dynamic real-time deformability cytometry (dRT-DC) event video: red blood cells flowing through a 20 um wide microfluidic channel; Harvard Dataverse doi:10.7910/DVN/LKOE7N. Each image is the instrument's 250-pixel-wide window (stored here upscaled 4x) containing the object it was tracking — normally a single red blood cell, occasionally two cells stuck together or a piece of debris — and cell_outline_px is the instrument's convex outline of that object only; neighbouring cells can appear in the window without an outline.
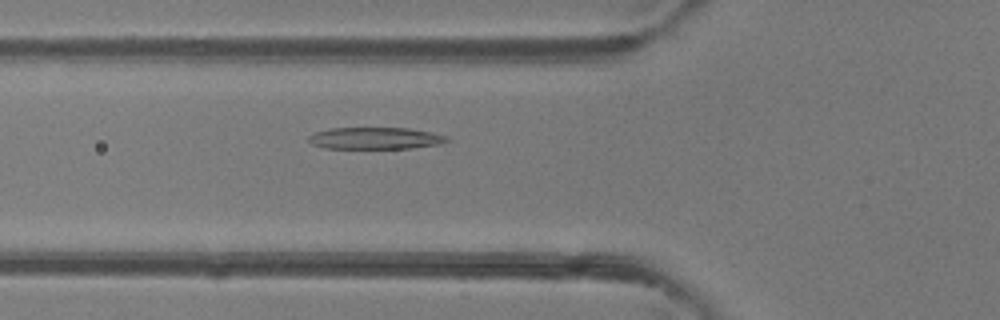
{"species": "common noctule bat (a hibernating species)", "species_latin": "Nyctalus noctula", "temperature_condition": "room temperature", "stored_images_in_passage": 35, "camera_frame_rate_fps": 3000, "um_per_image_px": 0.085, "animal": {"sex": "female"}, "frame": {"image": 1, "passage_image": 3, "time_ms": 0.667, "image_size_px": [1000, 320], "cell_outline_px": [[448, 140], [440, 144], [412, 148], [324, 148], [312, 144], [308, 140], [308, 136], [316, 132], [328, 128], [408, 128], [432, 132], [448, 136]], "centroid_in_image_um": [31.9, 11.74], "position_along_channel_um": 93.9, "area_um2": 17.57}}
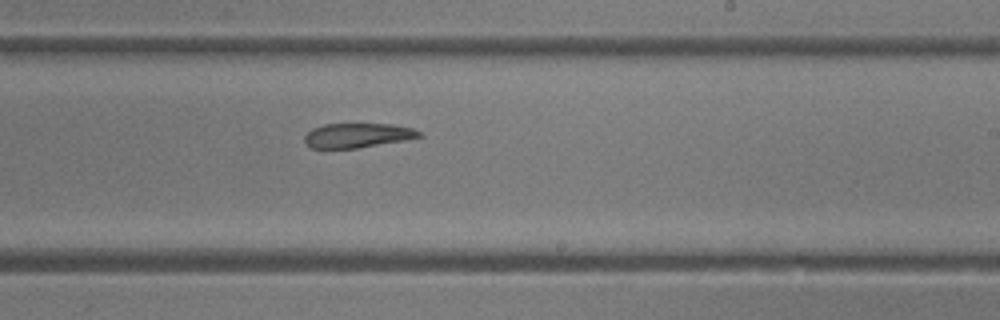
{"frame": {"image": 2, "passage_image": 15, "time_ms": 4.667, "image_size_px": [1000, 320], "cell_outline_px": [[424, 136], [408, 140], [356, 148], [312, 148], [304, 144], [304, 136], [312, 128], [324, 124], [392, 124], [412, 128], [420, 132]], "centroid_in_image_um": [30.39, 11.51], "position_along_channel_um": 258.6, "area_um2": 16.47}}
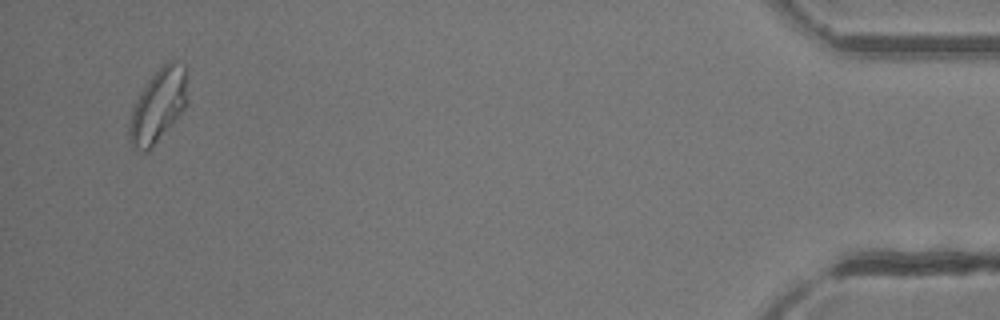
{"frame": {"image": 3, "passage_image": 33, "time_ms": 10.667, "image_size_px": [1000, 320], "cell_outline_px": [[184, 108], [152, 148], [148, 152], [140, 152], [132, 148], [128, 136], [128, 124], [132, 108], [140, 92], [148, 80], [168, 60], [172, 60], [184, 64]], "centroid_in_image_um": [13.35, 9.04], "position_along_channel_um": 421.9, "area_um2": 24.16}, "authors_computed_cell_mechanics": {"area_um2": 18.3226, "velocity_mm_per_s": 4.1153, "shape_relaxation_time_tau1_ms": 5.5599, "shape_relaxation_time_tau2_ms": 7.3228, "deformation_change_tau1": 0.2032, "deformation_change_tau2": 0.1732}}